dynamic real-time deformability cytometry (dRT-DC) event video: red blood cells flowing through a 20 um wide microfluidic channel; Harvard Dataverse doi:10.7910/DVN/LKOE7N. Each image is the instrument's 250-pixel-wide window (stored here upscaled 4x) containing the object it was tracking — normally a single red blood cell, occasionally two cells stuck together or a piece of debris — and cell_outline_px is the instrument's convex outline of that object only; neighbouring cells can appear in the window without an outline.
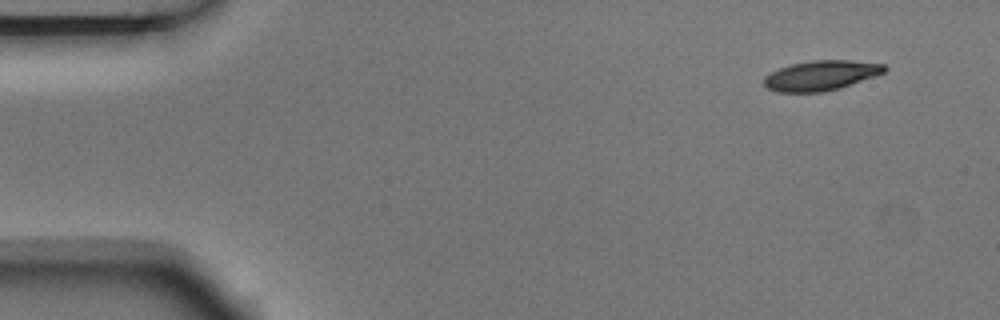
{"species": "Egyptian fruit bat (a non-hibernating species)", "species_latin": "Rousettus aegyptiacus", "temperature_condition": "room temperature", "stored_images_in_passage": 4, "camera_frame_rate_fps": 3000, "um_per_image_px": 0.085, "animal": {"sex": "male"}, "frame": {"image": 1, "passage_image": 1, "time_ms": 0.0, "image_size_px": [1000, 320], "cell_outline_px": [[888, 68], [884, 72], [840, 88], [820, 92], [776, 92], [768, 88], [764, 84], [764, 76], [780, 68], [792, 64], [812, 60], [848, 60], [884, 64]], "centroid_in_image_um": [69.77, 6.41], "position_along_channel_um": 15.2, "area_um2": 20.75}}
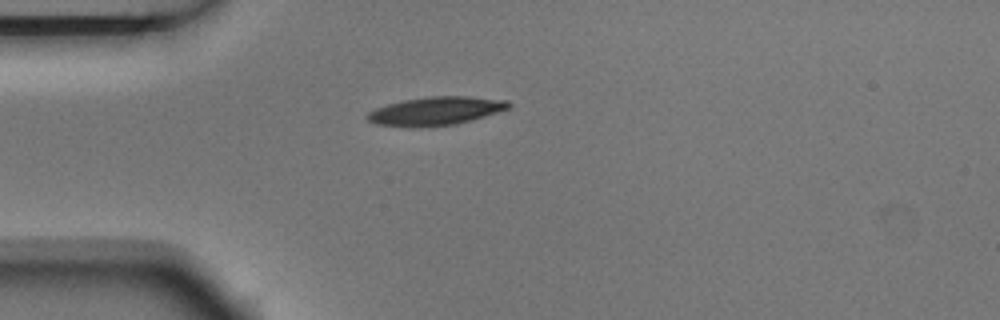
{"frame": {"image": 2, "passage_image": 4, "time_ms": 1.0, "image_size_px": [1000, 320], "cell_outline_px": [[512, 108], [472, 120], [456, 124], [420, 128], [408, 128], [376, 124], [368, 120], [364, 116], [368, 112], [376, 108], [388, 104], [404, 100], [432, 96], [468, 96], [508, 100], [512, 104]], "centroid_in_image_um": [37.05, 9.45], "position_along_channel_um": 47.9, "area_um2": 23.81}}